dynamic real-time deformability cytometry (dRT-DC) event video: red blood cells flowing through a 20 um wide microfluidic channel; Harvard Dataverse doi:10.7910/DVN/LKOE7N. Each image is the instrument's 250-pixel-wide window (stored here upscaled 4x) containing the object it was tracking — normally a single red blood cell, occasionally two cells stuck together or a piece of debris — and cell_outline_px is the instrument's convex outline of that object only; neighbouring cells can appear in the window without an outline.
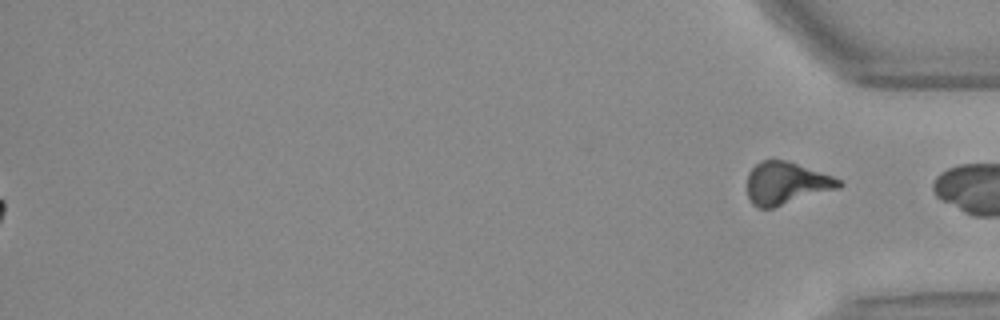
{"species": "Egyptian fruit bat (a non-hibernating species)", "species_latin": "Rousettus aegyptiacus", "temperature_condition": "warm", "stored_images_in_passage": 51, "segment_of_instrument_passage": [2, 2], "camera_frame_rate_fps": 3000, "um_per_image_px": 0.085, "animal": {"sex": "female"}, "frame": {"image": 1, "passage_image": 51, "time_ms": 16.667, "image_size_px": [1000, 320], "cell_outline_px": [[844, 184], [840, 188], [772, 208], [760, 208], [752, 204], [748, 196], [748, 172], [760, 160], [788, 160], [832, 176], [840, 180]], "centroid_in_image_um": [66.83, 15.57], "position_along_channel_um": 368.4, "area_um2": 22.66}}